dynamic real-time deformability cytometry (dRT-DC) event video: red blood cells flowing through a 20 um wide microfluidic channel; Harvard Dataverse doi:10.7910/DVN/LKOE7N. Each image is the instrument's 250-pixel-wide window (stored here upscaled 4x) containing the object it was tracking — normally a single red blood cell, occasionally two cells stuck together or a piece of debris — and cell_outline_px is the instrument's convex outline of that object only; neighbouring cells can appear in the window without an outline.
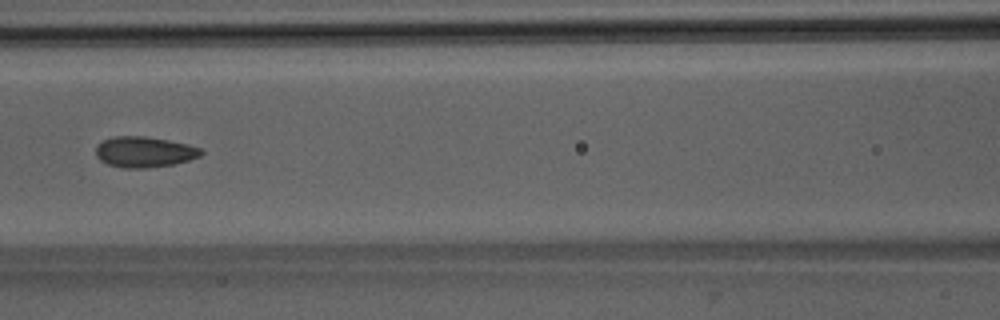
{"species": "Egyptian fruit bat (a non-hibernating species)", "species_latin": "Rousettus aegyptiacus", "temperature_condition": "room temperature", "stored_images_in_passage": 8, "camera_frame_rate_fps": 3000, "um_per_image_px": 0.085, "animal": {"sex": "male"}, "frame": {"image": 1, "passage_image": 7, "time_ms": 6.667, "image_size_px": [1000, 320], "cell_outline_px": [[204, 152], [200, 156], [188, 160], [172, 164], [148, 168], [124, 168], [108, 164], [100, 160], [96, 156], [96, 144], [104, 140], [116, 136], [144, 136], [168, 140], [188, 144], [200, 148]], "centroid_in_image_um": [12.25, 12.91], "position_along_channel_um": 154.3, "area_um2": 18.79}}